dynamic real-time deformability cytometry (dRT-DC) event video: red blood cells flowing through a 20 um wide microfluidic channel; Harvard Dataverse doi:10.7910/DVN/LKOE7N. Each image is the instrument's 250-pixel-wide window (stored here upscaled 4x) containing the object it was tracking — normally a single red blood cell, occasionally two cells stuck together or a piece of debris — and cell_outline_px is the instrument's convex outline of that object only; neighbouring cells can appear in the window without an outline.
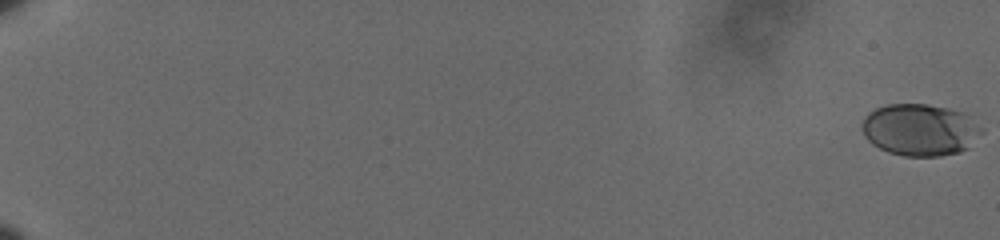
{"species": "human", "species_latin": "Homo sapiens", "temperature_condition": "cold", "stored_images_in_passage": 62, "camera_frame_rate_fps": 3000, "um_per_image_px": 0.085, "donor": {"sex": "male"}, "frame": {"image": 1, "passage_image": 1, "time_ms": 0.0, "image_size_px": [1000, 240], "cell_outline_px": [[984, 132], [968, 148], [960, 152], [940, 156], [904, 156], [888, 152], [872, 144], [864, 136], [860, 124], [868, 112], [876, 108], [888, 104], [928, 104], [948, 108], [964, 112], [984, 128]], "centroid_in_image_um": [78.22, 11.03], "position_along_channel_um": 6.8, "area_um2": 36.65}}
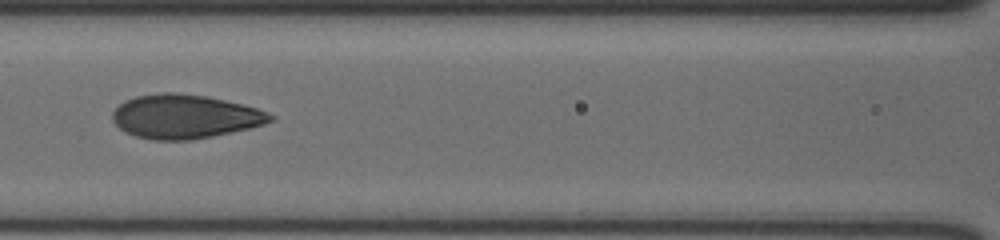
{"frame": {"image": 2, "passage_image": 33, "time_ms": 10.667, "image_size_px": [1000, 240], "cell_outline_px": [[276, 120], [264, 124], [248, 128], [212, 136], [192, 140], [152, 140], [136, 136], [124, 132], [112, 120], [112, 112], [124, 100], [136, 96], [160, 92], [172, 92], [204, 96], [224, 100], [256, 108], [276, 116]], "centroid_in_image_um": [15.69, 9.91], "position_along_channel_um": 150.9, "area_um2": 40.29}}
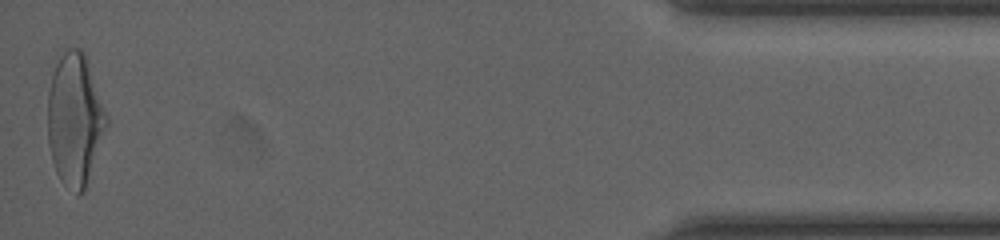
{"frame": {"image": 3, "passage_image": 62, "time_ms": 20.333, "image_size_px": [1000, 240], "cell_outline_px": [[108, 124], [84, 192], [76, 196], [60, 180], [56, 172], [52, 160], [48, 144], [48, 92], [52, 76], [56, 64], [64, 52], [68, 48], [80, 48], [84, 52], [108, 116]], "centroid_in_image_um": [6.36, 10.2], "position_along_channel_um": 428.8, "area_um2": 45.2}, "authors_computed_cell_mechanics": {"area_um2": 38.9572, "velocity_mm_per_s": 3.6062, "shape_relaxation_time_tau1_ms": 4.4491, "shape_relaxation_time_tau2_ms": 0.8606, "deformation_change_tau1": 0.1793, "deformation_change_tau2": 0.0628}}